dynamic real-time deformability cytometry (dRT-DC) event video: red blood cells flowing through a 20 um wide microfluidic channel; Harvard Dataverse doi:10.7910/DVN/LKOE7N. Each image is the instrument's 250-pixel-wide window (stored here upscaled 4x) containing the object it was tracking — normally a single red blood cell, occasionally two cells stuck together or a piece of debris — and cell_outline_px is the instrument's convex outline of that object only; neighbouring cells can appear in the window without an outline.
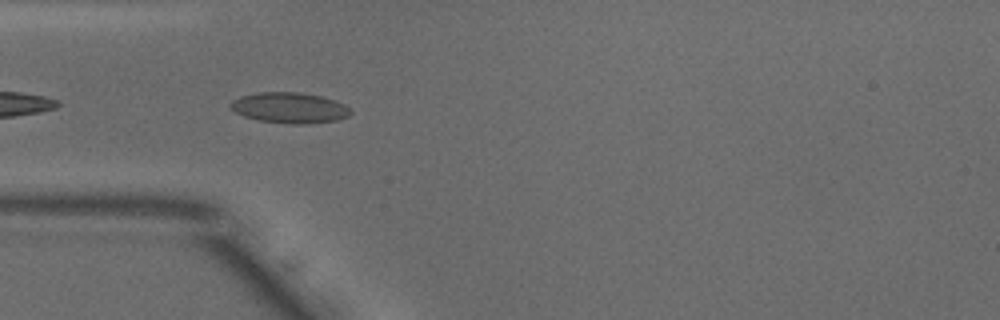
{"species": "common noctule bat (a hibernating species)", "species_latin": "Nyctalus noctula", "temperature_condition": "warm", "stored_images_in_passage": 30, "camera_frame_rate_fps": 3000, "um_per_image_px": 0.085, "animal": {"sex": "male", "body_mass_g": 18.8}, "frame": {"image": 1, "passage_image": 2, "time_ms": 0.333, "image_size_px": [1000, 320], "cell_outline_px": [[352, 112], [348, 116], [336, 120], [308, 124], [292, 124], [260, 120], [244, 116], [236, 112], [228, 104], [232, 100], [240, 96], [256, 92], [300, 92], [320, 96], [344, 104]], "centroid_in_image_um": [24.59, 9.15], "position_along_channel_um": 60.4, "area_um2": 21.33}}
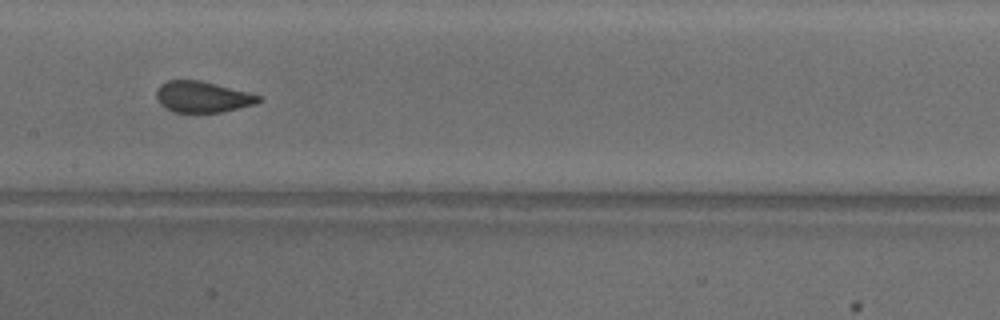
{"frame": {"image": 2, "passage_image": 12, "time_ms": 3.667, "image_size_px": [1000, 320], "cell_outline_px": [[260, 100], [256, 104], [220, 112], [172, 112], [164, 108], [160, 104], [156, 96], [156, 88], [160, 84], [168, 80], [200, 80], [260, 96]], "centroid_in_image_um": [17.13, 8.24], "position_along_channel_um": 190.3, "area_um2": 18.32}}
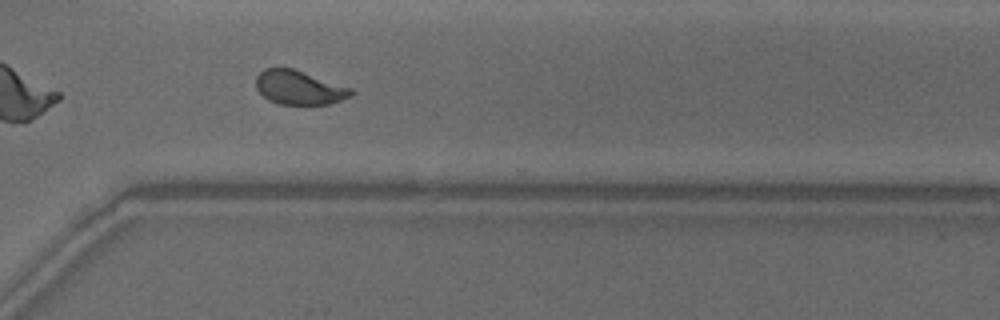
{"frame": {"image": 3, "passage_image": 24, "time_ms": 7.667, "image_size_px": [1000, 320], "cell_outline_px": [[352, 96], [328, 104], [280, 104], [268, 100], [256, 88], [256, 76], [264, 68], [292, 68], [352, 88]], "centroid_in_image_um": [25.4, 7.44], "position_along_channel_um": 345.2, "area_um2": 18.67}, "authors_computed_cell_mechanics": {"area_um2": 19.2474, "velocity_mm_per_s": 3.8925, "shape_relaxation_time_tau1_ms": 4.1064, "shape_relaxation_time_tau2_ms": null, "deformation_change_tau1": 0.1471, "deformation_change_tau2": null}}